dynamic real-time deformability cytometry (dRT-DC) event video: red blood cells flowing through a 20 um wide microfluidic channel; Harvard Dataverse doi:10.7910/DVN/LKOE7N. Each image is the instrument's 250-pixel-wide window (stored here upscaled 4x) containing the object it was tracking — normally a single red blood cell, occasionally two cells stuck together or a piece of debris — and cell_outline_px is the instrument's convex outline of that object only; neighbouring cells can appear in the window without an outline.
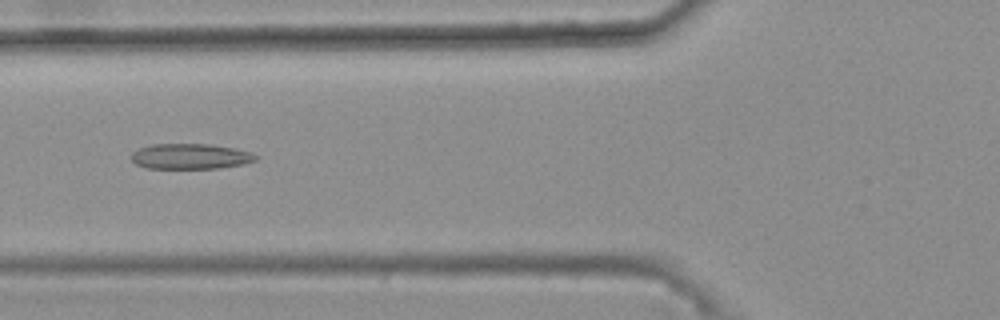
{"species": "common noctule bat (a hibernating species)", "species_latin": "Nyctalus noctula", "temperature_condition": "warm", "stored_images_in_passage": 30, "camera_frame_rate_fps": 3000, "um_per_image_px": 0.085, "animal": {"sex": "female", "body_mass_g": 25.1}, "frame": {"image": 1, "passage_image": 7, "time_ms": 2.0, "image_size_px": [1000, 320], "cell_outline_px": [[260, 156], [256, 160], [244, 164], [220, 168], [148, 168], [136, 164], [132, 160], [132, 152], [140, 148], [152, 144], [208, 144], [232, 148], [252, 152]], "centroid_in_image_um": [16.22, 13.29], "position_along_channel_um": 109.6, "area_um2": 18.38}}
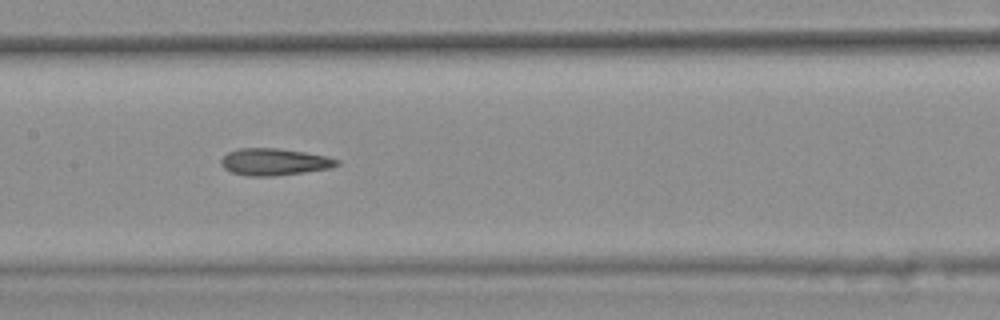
{"frame": {"image": 2, "passage_image": 13, "time_ms": 4.0, "image_size_px": [1000, 320], "cell_outline_px": [[340, 164], [328, 168], [304, 172], [272, 176], [248, 176], [232, 172], [224, 168], [220, 164], [220, 160], [228, 152], [240, 148], [276, 148], [304, 152], [328, 156], [340, 160]], "centroid_in_image_um": [23.31, 13.75], "position_along_channel_um": 184.1, "area_um2": 18.09}}
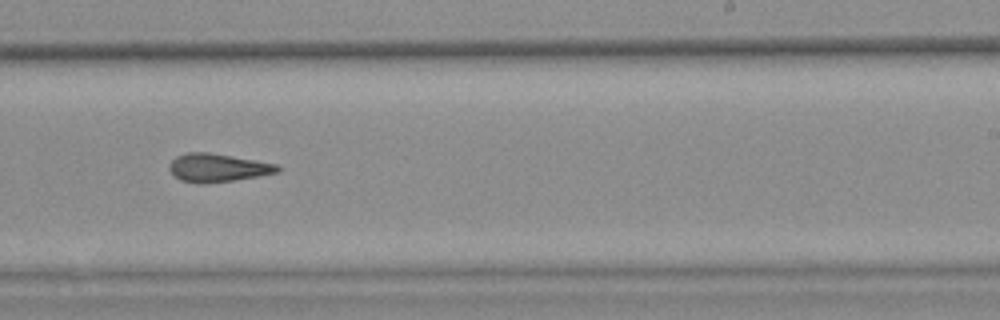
{"frame": {"image": 3, "passage_image": 20, "time_ms": 6.333, "image_size_px": [1000, 320], "cell_outline_px": [[280, 172], [260, 176], [232, 180], [200, 184], [180, 180], [168, 168], [168, 164], [176, 156], [184, 152], [208, 152], [276, 164], [280, 168]], "centroid_in_image_um": [18.47, 14.25], "position_along_channel_um": 270.5, "area_um2": 17.69}, "authors_computed_cell_mechanics": {"area_um2": 17.6579, "velocity_mm_per_s": 3.7145, "shape_relaxation_time_tau1_ms": null, "shape_relaxation_time_tau2_ms": 4.952, "deformation_change_tau1": null, "deformation_change_tau2": 0.1523}}